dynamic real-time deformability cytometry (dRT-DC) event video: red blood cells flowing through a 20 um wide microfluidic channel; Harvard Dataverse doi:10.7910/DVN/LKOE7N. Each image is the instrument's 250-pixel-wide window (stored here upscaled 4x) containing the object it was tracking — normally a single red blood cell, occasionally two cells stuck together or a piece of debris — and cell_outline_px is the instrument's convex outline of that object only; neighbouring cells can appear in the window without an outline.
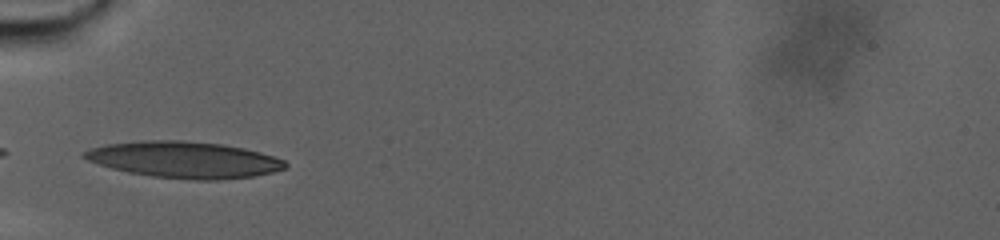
{"species": "human", "species_latin": "Homo sapiens", "temperature_condition": "warm", "stored_images_in_passage": 49, "camera_frame_rate_fps": 3000, "um_per_image_px": 0.085, "donor": {"sex": "male"}, "frame": {"image": 1, "passage_image": 1, "time_ms": 0.0, "image_size_px": [1000, 240], "cell_outline_px": [[288, 168], [256, 176], [220, 180], [192, 180], [152, 176], [128, 172], [112, 168], [88, 160], [80, 156], [80, 152], [92, 148], [108, 144], [140, 140], [180, 140], [224, 144], [244, 148], [276, 156], [284, 160], [288, 164]], "centroid_in_image_um": [15.7, 13.57], "position_along_channel_um": 69.3, "area_um2": 42.95}}
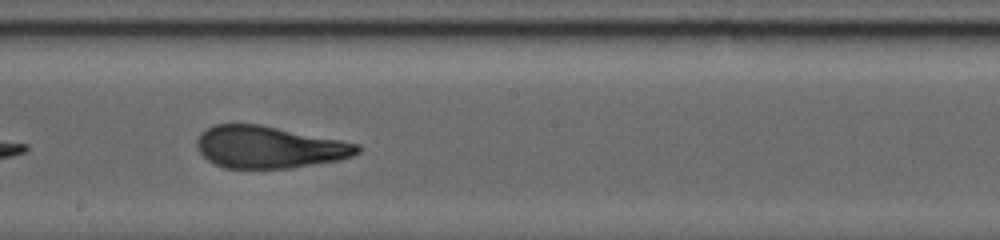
{"frame": {"image": 2, "passage_image": 22, "time_ms": 7.0, "image_size_px": [1000, 240], "cell_outline_px": [[360, 152], [352, 156], [340, 160], [292, 168], [224, 168], [208, 160], [196, 148], [196, 140], [200, 132], [216, 124], [260, 124], [360, 144]], "centroid_in_image_um": [22.87, 12.51], "position_along_channel_um": 225.3, "area_um2": 39.36}}
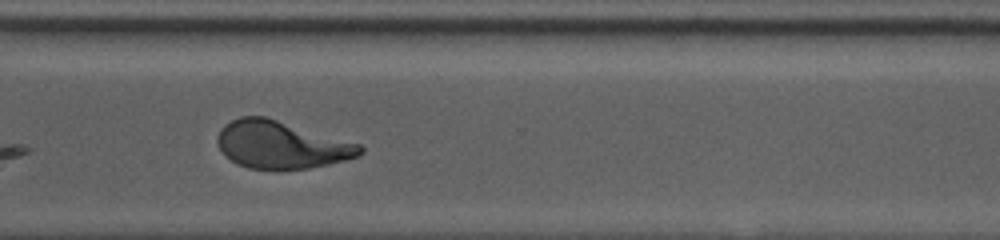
{"frame": {"image": 3, "passage_image": 38, "time_ms": 12.333, "image_size_px": [1000, 240], "cell_outline_px": [[364, 152], [360, 156], [328, 164], [308, 168], [248, 168], [236, 164], [224, 156], [216, 140], [216, 136], [220, 128], [224, 124], [240, 116], [264, 116], [360, 144], [364, 148]], "centroid_in_image_um": [23.87, 12.3], "position_along_channel_um": 346.7, "area_um2": 39.25}, "authors_computed_cell_mechanics": {"area_um2": 40.0554, "velocity_mm_per_s": 2.2778, "shape_relaxation_time_tau1_ms": null, "shape_relaxation_time_tau2_ms": 1.9073, "deformation_change_tau1": null, "deformation_change_tau2": 0.1005}}